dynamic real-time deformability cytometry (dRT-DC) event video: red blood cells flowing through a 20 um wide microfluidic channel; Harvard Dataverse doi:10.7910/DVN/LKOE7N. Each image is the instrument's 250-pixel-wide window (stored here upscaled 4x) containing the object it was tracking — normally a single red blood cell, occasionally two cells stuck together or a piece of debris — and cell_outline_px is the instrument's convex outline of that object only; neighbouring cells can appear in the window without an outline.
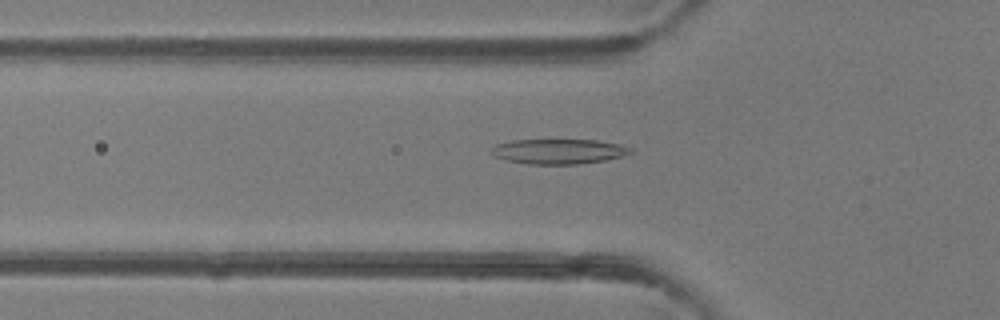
{"species": "common noctule bat (a hibernating species)", "species_latin": "Nyctalus noctula", "temperature_condition": "room temperature", "stored_images_in_passage": 47, "camera_frame_rate_fps": 3000, "um_per_image_px": 0.085, "animal": {"sex": "female"}, "frame": {"image": 1, "passage_image": 16, "time_ms": 5.0, "image_size_px": [1000, 320], "cell_outline_px": [[632, 152], [624, 156], [608, 160], [576, 164], [528, 164], [508, 160], [492, 156], [488, 152], [496, 144], [512, 140], [600, 140], [620, 144], [632, 148]], "centroid_in_image_um": [47.49, 12.87], "position_along_channel_um": 78.3, "area_um2": 20.46}}
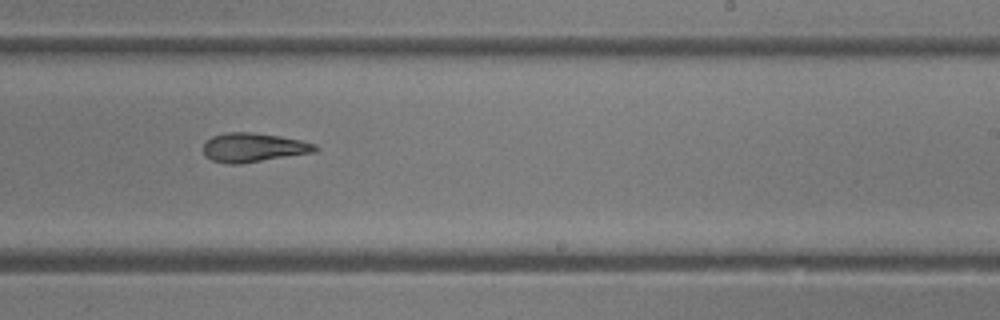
{"frame": {"image": 2, "passage_image": 29, "time_ms": 9.333, "image_size_px": [1000, 320], "cell_outline_px": [[320, 148], [316, 152], [236, 164], [232, 164], [212, 160], [204, 156], [204, 144], [212, 136], [228, 132], [252, 132], [280, 136], [300, 140], [316, 144]], "centroid_in_image_um": [21.57, 12.53], "position_along_channel_um": 267.4, "area_um2": 18.79}}
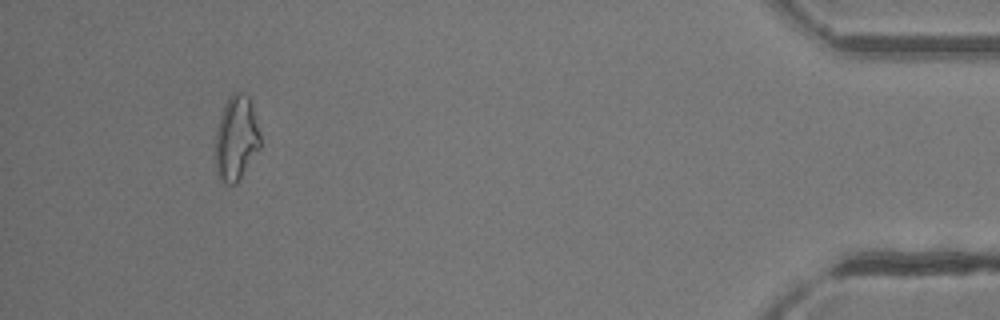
{"frame": {"image": 3, "passage_image": 44, "time_ms": 14.333, "image_size_px": [1000, 320], "cell_outline_px": [[260, 148], [236, 184], [224, 184], [216, 176], [212, 148], [216, 128], [224, 104], [228, 96], [232, 92], [240, 92], [248, 96], [252, 104], [260, 132]], "centroid_in_image_um": [20.02, 11.78], "position_along_channel_um": 415.2, "area_um2": 23.06}, "authors_computed_cell_mechanics": {"area_um2": 20.2878, "velocity_mm_per_s": 4.3457, "shape_relaxation_time_tau1_ms": null, "shape_relaxation_time_tau2_ms": 4.1603, "deformation_change_tau1": null, "deformation_change_tau2": 0.1328}}